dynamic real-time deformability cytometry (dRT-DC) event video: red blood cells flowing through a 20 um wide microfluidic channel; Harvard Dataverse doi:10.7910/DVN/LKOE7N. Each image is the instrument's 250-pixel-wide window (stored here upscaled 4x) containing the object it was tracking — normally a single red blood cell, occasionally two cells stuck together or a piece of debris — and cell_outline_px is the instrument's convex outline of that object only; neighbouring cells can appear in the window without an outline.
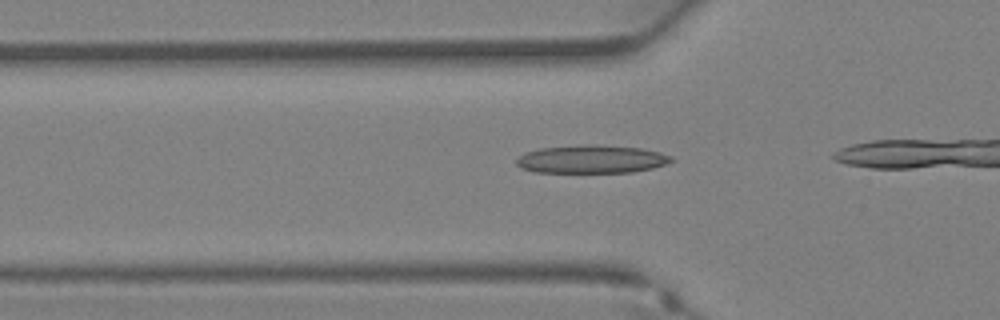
{"species": "Egyptian fruit bat (a non-hibernating species)", "species_latin": "Rousettus aegyptiacus", "temperature_condition": "warm", "stored_images_in_passage": 8, "camera_frame_rate_fps": 3000, "um_per_image_px": 0.085, "animal": {"sex": "female"}, "frame": {"image": 1, "passage_image": 6, "time_ms": 1.667, "image_size_px": [1000, 320], "cell_outline_px": [[676, 160], [652, 168], [632, 172], [536, 172], [520, 168], [516, 164], [516, 160], [524, 152], [540, 148], [584, 144], [592, 144], [640, 148], [660, 152], [672, 156]], "centroid_in_image_um": [50.27, 13.52], "position_along_channel_um": 75.5, "area_um2": 25.43}}